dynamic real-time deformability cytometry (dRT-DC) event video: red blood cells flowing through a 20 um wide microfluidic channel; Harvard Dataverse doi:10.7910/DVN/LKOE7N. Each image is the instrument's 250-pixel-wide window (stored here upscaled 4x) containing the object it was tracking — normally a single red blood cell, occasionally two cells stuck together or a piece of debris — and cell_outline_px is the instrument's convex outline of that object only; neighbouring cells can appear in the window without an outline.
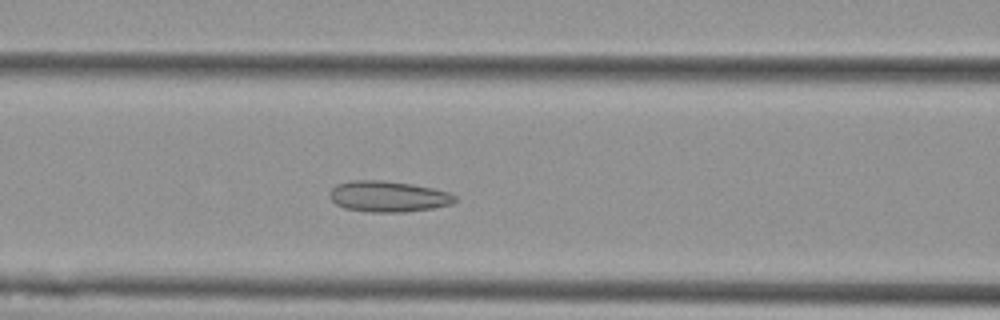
{"species": "Egyptian fruit bat (a non-hibernating species)", "species_latin": "Rousettus aegyptiacus", "temperature_condition": "cold", "stored_images_in_passage": 48, "camera_frame_rate_fps": 3000, "um_per_image_px": 0.085, "animal": {"sex": "female"}, "frame": {"image": 1, "passage_image": 16, "time_ms": 5.0, "image_size_px": [1000, 320], "cell_outline_px": [[456, 200], [452, 204], [432, 208], [400, 212], [368, 212], [344, 208], [336, 204], [328, 196], [328, 192], [336, 184], [352, 180], [380, 180], [412, 184], [432, 188], [448, 192], [456, 196]], "centroid_in_image_um": [32.95, 16.69], "position_along_channel_um": 133.6, "area_um2": 22.6}}
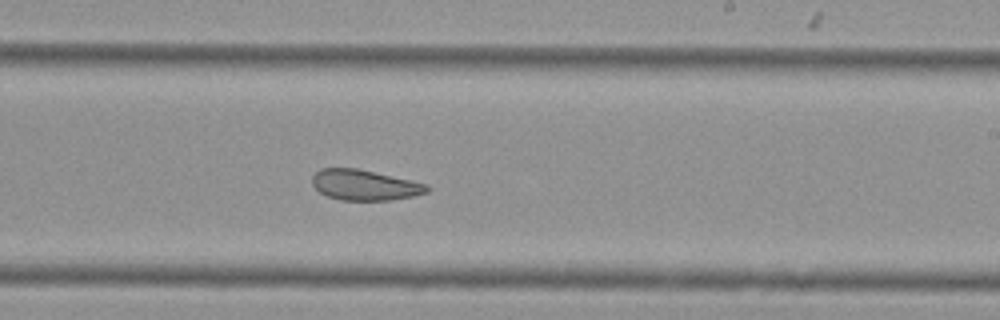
{"frame": {"image": 2, "passage_image": 26, "time_ms": 8.333, "image_size_px": [1000, 320], "cell_outline_px": [[428, 192], [412, 196], [392, 200], [340, 200], [328, 196], [320, 192], [312, 184], [312, 176], [320, 168], [356, 168], [428, 184]], "centroid_in_image_um": [30.97, 15.73], "position_along_channel_um": 258.0, "area_um2": 20.23}}
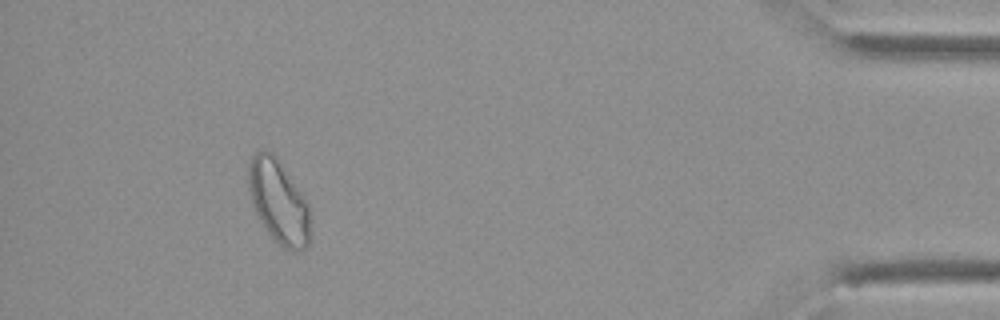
{"frame": {"image": 3, "passage_image": 43, "time_ms": 14.0, "image_size_px": [1000, 320], "cell_outline_px": [[312, 228], [308, 244], [300, 252], [292, 252], [284, 248], [264, 228], [252, 204], [248, 184], [248, 164], [252, 156], [256, 152], [272, 152], [276, 156], [304, 196], [308, 204]], "centroid_in_image_um": [23.71, 17.18], "position_along_channel_um": 411.5, "area_um2": 30.17}}